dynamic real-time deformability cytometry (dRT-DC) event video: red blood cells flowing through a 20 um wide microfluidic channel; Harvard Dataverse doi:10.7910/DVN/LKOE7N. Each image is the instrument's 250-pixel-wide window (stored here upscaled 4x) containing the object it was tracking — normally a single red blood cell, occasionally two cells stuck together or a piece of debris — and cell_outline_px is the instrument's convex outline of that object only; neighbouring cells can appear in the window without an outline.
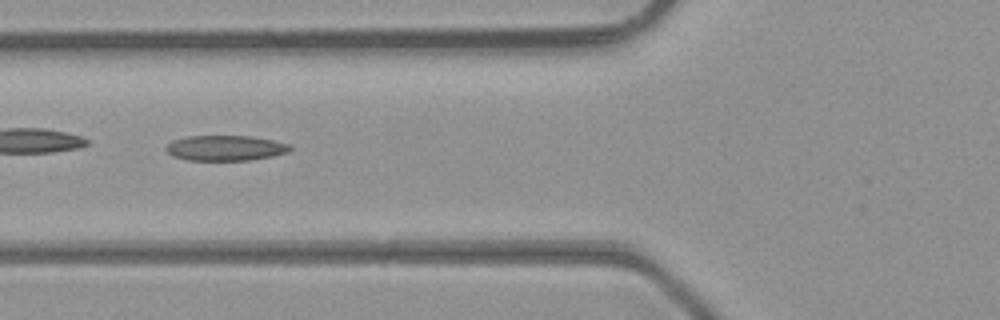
{"species": "common noctule bat (a hibernating species)", "species_latin": "Nyctalus noctula", "temperature_condition": "room temperature", "stored_images_in_passage": 4, "camera_frame_rate_fps": 3000, "um_per_image_px": 0.085, "animal": {"sex": "male", "body_mass_g": 23.1, "forearm_length_mm": 52.7}, "frame": {"image": 1, "passage_image": 4, "time_ms": 1.0, "image_size_px": [1000, 320], "cell_outline_px": [[292, 148], [288, 152], [272, 156], [248, 160], [188, 160], [172, 156], [164, 148], [172, 140], [188, 136], [252, 136], [272, 140], [288, 144]], "centroid_in_image_um": [19.13, 12.58], "position_along_channel_um": 106.7, "area_um2": 18.21}}